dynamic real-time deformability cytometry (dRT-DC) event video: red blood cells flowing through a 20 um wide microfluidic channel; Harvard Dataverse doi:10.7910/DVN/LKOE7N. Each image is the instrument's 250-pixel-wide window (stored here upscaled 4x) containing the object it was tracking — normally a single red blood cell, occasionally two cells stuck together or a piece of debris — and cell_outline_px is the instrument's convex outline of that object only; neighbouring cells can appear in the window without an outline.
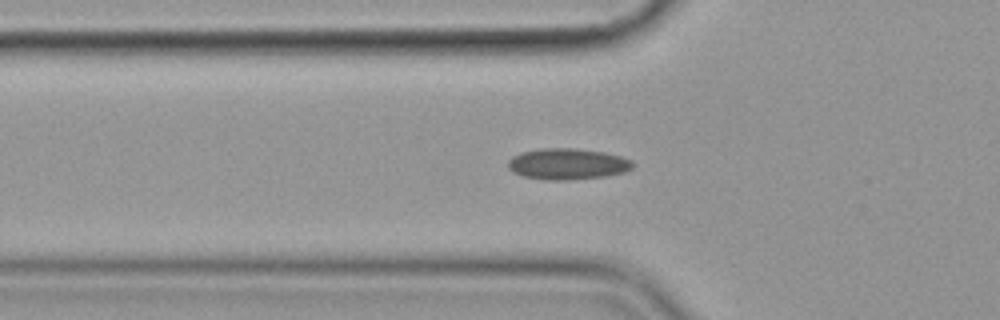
{"species": "common noctule bat (a hibernating species)", "species_latin": "Nyctalus noctula", "temperature_condition": "cold", "stored_images_in_passage": 57, "camera_frame_rate_fps": 3000, "um_per_image_px": 0.085, "animal": {"sex": "female", "body_mass_g": 19.9}, "frame": {"image": 1, "passage_image": 19, "time_ms": 6.0, "image_size_px": [1000, 320], "cell_outline_px": [[632, 168], [624, 172], [604, 176], [568, 180], [548, 180], [524, 176], [512, 172], [508, 168], [508, 160], [512, 156], [520, 152], [544, 148], [576, 148], [604, 152], [620, 156], [632, 160]], "centroid_in_image_um": [48.21, 13.93], "position_along_channel_um": 77.6, "area_um2": 22.6}}
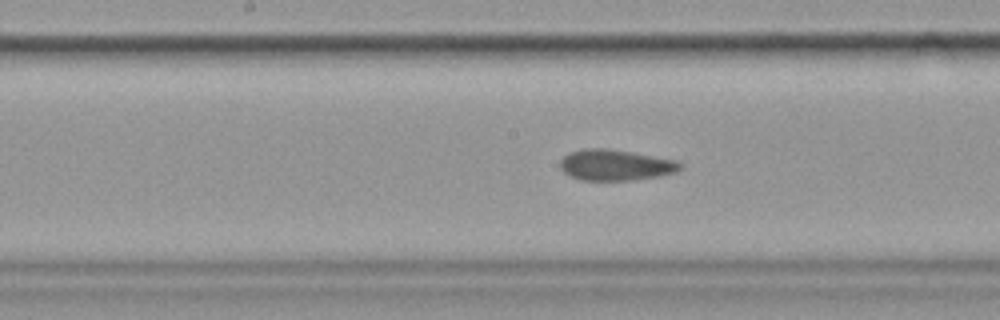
{"frame": {"image": 2, "passage_image": 29, "time_ms": 9.333, "image_size_px": [1000, 320], "cell_outline_px": [[684, 168], [676, 172], [660, 176], [628, 180], [580, 180], [564, 172], [560, 168], [560, 160], [568, 152], [584, 148], [608, 148], [632, 152], [676, 160], [684, 164]], "centroid_in_image_um": [52.33, 14.02], "position_along_channel_um": 195.9, "area_um2": 21.79}}
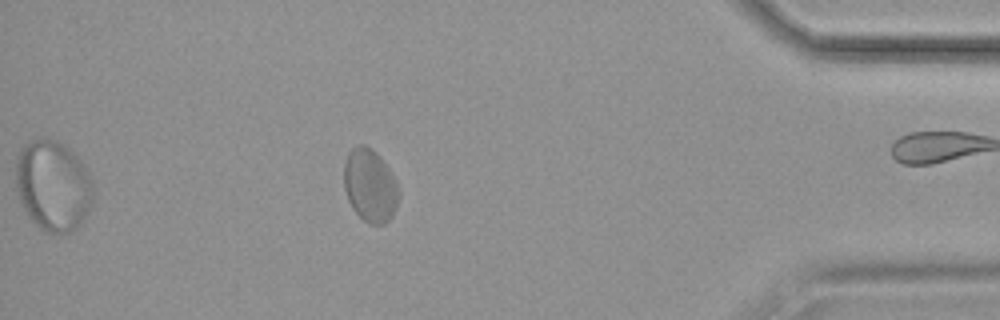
{"frame": {"image": 3, "passage_image": 50, "time_ms": 16.333, "image_size_px": [1000, 320], "cell_outline_px": [[400, 192], [396, 208], [392, 216], [384, 224], [372, 224], [364, 220], [352, 208], [348, 200], [344, 188], [344, 160], [348, 152], [356, 144], [364, 144], [372, 148], [380, 156], [388, 168]], "centroid_in_image_um": [31.43, 15.74], "position_along_channel_um": 403.8, "area_um2": 23.35}, "authors_computed_cell_mechanics": {"area_um2": 22.0796, "velocity_mm_per_s": 3.5478, "shape_relaxation_time_tau1_ms": null, "shape_relaxation_time_tau2_ms": 1.7937, "deformation_change_tau1": null, "deformation_change_tau2": 0.0778}}